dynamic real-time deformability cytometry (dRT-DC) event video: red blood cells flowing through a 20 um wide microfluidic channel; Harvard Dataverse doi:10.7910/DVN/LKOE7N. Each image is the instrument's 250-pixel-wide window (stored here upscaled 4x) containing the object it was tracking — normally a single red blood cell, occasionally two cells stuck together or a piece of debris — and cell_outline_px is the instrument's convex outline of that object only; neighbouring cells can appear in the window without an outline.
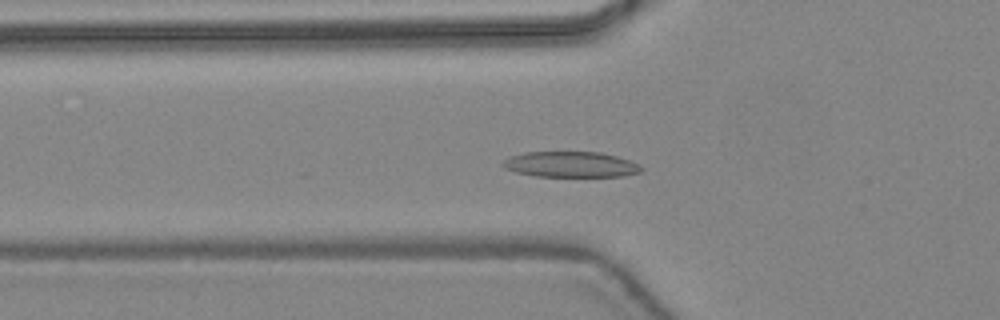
{"species": "common noctule bat (a hibernating species)", "species_latin": "Nyctalus noctula", "temperature_condition": "warm", "stored_images_in_passage": 45, "camera_frame_rate_fps": 3000, "um_per_image_px": 0.085, "animal": {"sex": "female", "body_mass_g": 24.6, "forearm_length_mm": 56.2}, "frame": {"image": 1, "passage_image": 15, "time_ms": 4.667, "image_size_px": [1000, 320], "cell_outline_px": [[644, 168], [640, 172], [624, 176], [536, 176], [516, 172], [504, 168], [500, 164], [504, 160], [512, 156], [524, 152], [600, 152], [616, 156], [640, 164]], "centroid_in_image_um": [48.52, 13.97], "position_along_channel_um": 77.3, "area_um2": 20.63}}
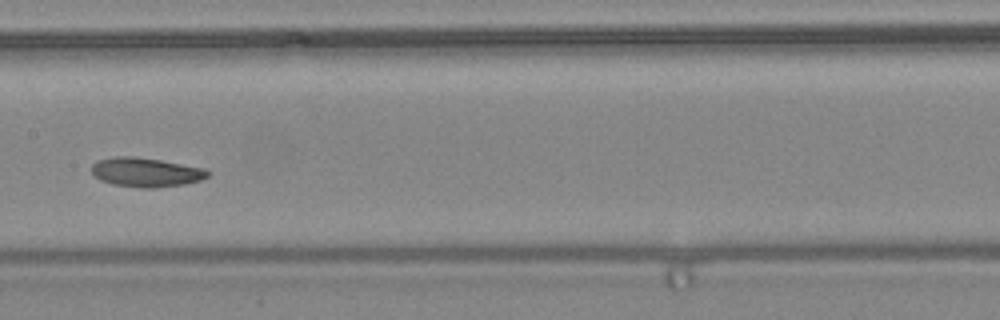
{"frame": {"image": 2, "passage_image": 23, "time_ms": 7.333, "image_size_px": [1000, 320], "cell_outline_px": [[212, 172], [208, 176], [200, 180], [184, 184], [156, 188], [140, 188], [112, 184], [100, 180], [92, 172], [92, 164], [96, 160], [116, 156], [132, 156], [160, 160], [204, 168]], "centroid_in_image_um": [12.4, 14.64], "position_along_channel_um": 195.0, "area_um2": 19.83}}
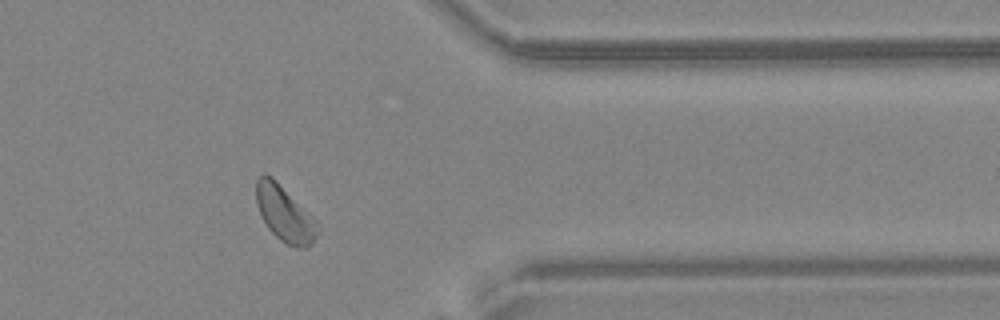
{"frame": {"image": 3, "passage_image": 37, "time_ms": 12.0, "image_size_px": [1000, 320], "cell_outline_px": [[320, 232], [308, 248], [296, 248], [280, 240], [268, 228], [256, 204], [256, 180], [264, 172], [272, 176], [320, 224]], "centroid_in_image_um": [24.22, 18.18], "position_along_channel_um": 387.2, "area_um2": 19.94}, "authors_computed_cell_mechanics": {"area_um2": 19.941, "velocity_mm_per_s": 4.3862, "shape_relaxation_time_tau1_ms": 1.8893, "shape_relaxation_time_tau2_ms": 4.9578, "deformation_change_tau1": 0.1007, "deformation_change_tau2": 0.103}}